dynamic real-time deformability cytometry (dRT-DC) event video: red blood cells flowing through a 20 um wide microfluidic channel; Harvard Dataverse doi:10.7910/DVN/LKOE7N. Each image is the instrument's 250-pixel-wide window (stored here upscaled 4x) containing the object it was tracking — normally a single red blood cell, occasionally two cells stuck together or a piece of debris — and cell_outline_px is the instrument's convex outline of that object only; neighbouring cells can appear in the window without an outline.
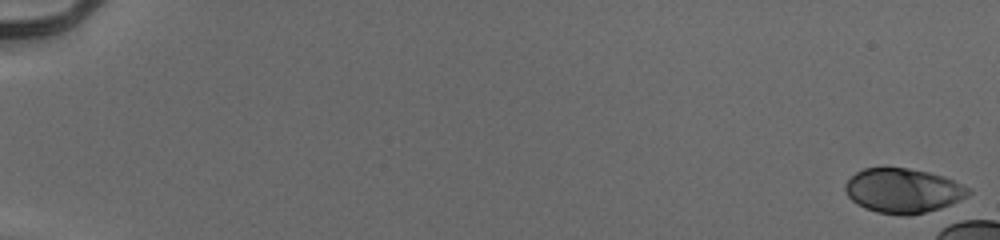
{"species": "human", "species_latin": "Homo sapiens", "temperature_condition": "cold", "stored_images_in_passage": 17, "camera_frame_rate_fps": 3000, "um_per_image_px": 0.085, "donor": {"sex": "male"}, "frame": {"image": 1, "passage_image": 1, "time_ms": 0.0, "image_size_px": [1000, 240], "cell_outline_px": [[972, 192], [968, 196], [960, 200], [940, 208], [908, 216], [900, 216], [876, 212], [864, 208], [856, 204], [848, 196], [844, 188], [844, 184], [856, 172], [864, 168], [908, 168], [928, 172], [944, 176], [972, 188]], "centroid_in_image_um": [76.77, 16.21], "position_along_channel_um": 8.2, "area_um2": 32.19}}